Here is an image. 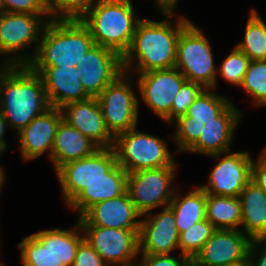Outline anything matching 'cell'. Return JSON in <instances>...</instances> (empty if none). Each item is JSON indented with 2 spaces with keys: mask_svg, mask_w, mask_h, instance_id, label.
Returning <instances> with one entry per match:
<instances>
[{
  "mask_svg": "<svg viewBox=\"0 0 266 266\" xmlns=\"http://www.w3.org/2000/svg\"><path fill=\"white\" fill-rule=\"evenodd\" d=\"M6 121L2 116V113L0 112V142L3 143L7 147V140L4 138L5 132H6Z\"/></svg>",
  "mask_w": 266,
  "mask_h": 266,
  "instance_id": "obj_42",
  "label": "cell"
},
{
  "mask_svg": "<svg viewBox=\"0 0 266 266\" xmlns=\"http://www.w3.org/2000/svg\"><path fill=\"white\" fill-rule=\"evenodd\" d=\"M46 23L41 15L8 12L0 14V56L7 55L5 59L11 65H27L35 56ZM31 44H36L32 55L27 50L24 52Z\"/></svg>",
  "mask_w": 266,
  "mask_h": 266,
  "instance_id": "obj_8",
  "label": "cell"
},
{
  "mask_svg": "<svg viewBox=\"0 0 266 266\" xmlns=\"http://www.w3.org/2000/svg\"><path fill=\"white\" fill-rule=\"evenodd\" d=\"M85 92L96 98L123 70L122 57L113 50L95 44L77 64Z\"/></svg>",
  "mask_w": 266,
  "mask_h": 266,
  "instance_id": "obj_15",
  "label": "cell"
},
{
  "mask_svg": "<svg viewBox=\"0 0 266 266\" xmlns=\"http://www.w3.org/2000/svg\"><path fill=\"white\" fill-rule=\"evenodd\" d=\"M135 83L141 99L165 123L170 124V112L174 98L186 81L176 68L151 70L137 74Z\"/></svg>",
  "mask_w": 266,
  "mask_h": 266,
  "instance_id": "obj_13",
  "label": "cell"
},
{
  "mask_svg": "<svg viewBox=\"0 0 266 266\" xmlns=\"http://www.w3.org/2000/svg\"><path fill=\"white\" fill-rule=\"evenodd\" d=\"M206 219L216 229L239 230L242 219L240 198L206 193Z\"/></svg>",
  "mask_w": 266,
  "mask_h": 266,
  "instance_id": "obj_27",
  "label": "cell"
},
{
  "mask_svg": "<svg viewBox=\"0 0 266 266\" xmlns=\"http://www.w3.org/2000/svg\"><path fill=\"white\" fill-rule=\"evenodd\" d=\"M262 246V250L257 251ZM253 266H266V239H252L249 252Z\"/></svg>",
  "mask_w": 266,
  "mask_h": 266,
  "instance_id": "obj_40",
  "label": "cell"
},
{
  "mask_svg": "<svg viewBox=\"0 0 266 266\" xmlns=\"http://www.w3.org/2000/svg\"><path fill=\"white\" fill-rule=\"evenodd\" d=\"M128 173L117 164L100 180L91 181L67 205L77 211L80 217L89 207L97 202L113 199L123 195L127 189Z\"/></svg>",
  "mask_w": 266,
  "mask_h": 266,
  "instance_id": "obj_22",
  "label": "cell"
},
{
  "mask_svg": "<svg viewBox=\"0 0 266 266\" xmlns=\"http://www.w3.org/2000/svg\"><path fill=\"white\" fill-rule=\"evenodd\" d=\"M174 15L163 13L165 19L160 22L141 18L131 45L122 57L124 72L134 75L175 67L179 35L191 21L179 16L174 23Z\"/></svg>",
  "mask_w": 266,
  "mask_h": 266,
  "instance_id": "obj_1",
  "label": "cell"
},
{
  "mask_svg": "<svg viewBox=\"0 0 266 266\" xmlns=\"http://www.w3.org/2000/svg\"><path fill=\"white\" fill-rule=\"evenodd\" d=\"M2 5L4 12L41 15L46 21L51 20L43 0H2Z\"/></svg>",
  "mask_w": 266,
  "mask_h": 266,
  "instance_id": "obj_36",
  "label": "cell"
},
{
  "mask_svg": "<svg viewBox=\"0 0 266 266\" xmlns=\"http://www.w3.org/2000/svg\"><path fill=\"white\" fill-rule=\"evenodd\" d=\"M48 102L58 109L91 98L84 90L77 67H46L39 73Z\"/></svg>",
  "mask_w": 266,
  "mask_h": 266,
  "instance_id": "obj_21",
  "label": "cell"
},
{
  "mask_svg": "<svg viewBox=\"0 0 266 266\" xmlns=\"http://www.w3.org/2000/svg\"><path fill=\"white\" fill-rule=\"evenodd\" d=\"M223 266H253V264H252V259L250 255L248 254L246 257H244L243 259L237 262L230 263V264L223 265Z\"/></svg>",
  "mask_w": 266,
  "mask_h": 266,
  "instance_id": "obj_43",
  "label": "cell"
},
{
  "mask_svg": "<svg viewBox=\"0 0 266 266\" xmlns=\"http://www.w3.org/2000/svg\"><path fill=\"white\" fill-rule=\"evenodd\" d=\"M250 243L241 229H216L195 258L206 266L227 265L246 257Z\"/></svg>",
  "mask_w": 266,
  "mask_h": 266,
  "instance_id": "obj_20",
  "label": "cell"
},
{
  "mask_svg": "<svg viewBox=\"0 0 266 266\" xmlns=\"http://www.w3.org/2000/svg\"><path fill=\"white\" fill-rule=\"evenodd\" d=\"M235 46L250 60H266V23L256 9L250 10L243 41Z\"/></svg>",
  "mask_w": 266,
  "mask_h": 266,
  "instance_id": "obj_29",
  "label": "cell"
},
{
  "mask_svg": "<svg viewBox=\"0 0 266 266\" xmlns=\"http://www.w3.org/2000/svg\"><path fill=\"white\" fill-rule=\"evenodd\" d=\"M250 59L236 46L225 57L222 64L217 68L219 74L226 82L240 88L244 75L247 71Z\"/></svg>",
  "mask_w": 266,
  "mask_h": 266,
  "instance_id": "obj_34",
  "label": "cell"
},
{
  "mask_svg": "<svg viewBox=\"0 0 266 266\" xmlns=\"http://www.w3.org/2000/svg\"><path fill=\"white\" fill-rule=\"evenodd\" d=\"M5 172L4 171H0V195H1V190L5 181Z\"/></svg>",
  "mask_w": 266,
  "mask_h": 266,
  "instance_id": "obj_47",
  "label": "cell"
},
{
  "mask_svg": "<svg viewBox=\"0 0 266 266\" xmlns=\"http://www.w3.org/2000/svg\"><path fill=\"white\" fill-rule=\"evenodd\" d=\"M229 99L215 93L213 88H205L199 94L186 114L172 122L175 124V154L187 152L210 124H238L243 114Z\"/></svg>",
  "mask_w": 266,
  "mask_h": 266,
  "instance_id": "obj_5",
  "label": "cell"
},
{
  "mask_svg": "<svg viewBox=\"0 0 266 266\" xmlns=\"http://www.w3.org/2000/svg\"><path fill=\"white\" fill-rule=\"evenodd\" d=\"M208 157L215 158L219 162L210 173L208 183L200 187L210 195L239 197L251 181L253 158L250 153L230 150Z\"/></svg>",
  "mask_w": 266,
  "mask_h": 266,
  "instance_id": "obj_12",
  "label": "cell"
},
{
  "mask_svg": "<svg viewBox=\"0 0 266 266\" xmlns=\"http://www.w3.org/2000/svg\"><path fill=\"white\" fill-rule=\"evenodd\" d=\"M215 230L216 228L204 219L182 232L179 236L180 255L195 257Z\"/></svg>",
  "mask_w": 266,
  "mask_h": 266,
  "instance_id": "obj_32",
  "label": "cell"
},
{
  "mask_svg": "<svg viewBox=\"0 0 266 266\" xmlns=\"http://www.w3.org/2000/svg\"><path fill=\"white\" fill-rule=\"evenodd\" d=\"M156 8H159L160 12L163 13H174L177 6L178 0H154Z\"/></svg>",
  "mask_w": 266,
  "mask_h": 266,
  "instance_id": "obj_41",
  "label": "cell"
},
{
  "mask_svg": "<svg viewBox=\"0 0 266 266\" xmlns=\"http://www.w3.org/2000/svg\"><path fill=\"white\" fill-rule=\"evenodd\" d=\"M136 259L137 258L135 257L134 259H131L129 261L117 263V264H114V265H111V266H144L142 257H141V260L140 261L137 260L138 262L136 261Z\"/></svg>",
  "mask_w": 266,
  "mask_h": 266,
  "instance_id": "obj_44",
  "label": "cell"
},
{
  "mask_svg": "<svg viewBox=\"0 0 266 266\" xmlns=\"http://www.w3.org/2000/svg\"><path fill=\"white\" fill-rule=\"evenodd\" d=\"M113 148H99L93 154L67 162L57 171L62 200L69 204L91 181L100 180L116 165Z\"/></svg>",
  "mask_w": 266,
  "mask_h": 266,
  "instance_id": "obj_11",
  "label": "cell"
},
{
  "mask_svg": "<svg viewBox=\"0 0 266 266\" xmlns=\"http://www.w3.org/2000/svg\"><path fill=\"white\" fill-rule=\"evenodd\" d=\"M169 207L174 212L175 223L181 234L206 219V193L201 187H197L183 196L176 189Z\"/></svg>",
  "mask_w": 266,
  "mask_h": 266,
  "instance_id": "obj_26",
  "label": "cell"
},
{
  "mask_svg": "<svg viewBox=\"0 0 266 266\" xmlns=\"http://www.w3.org/2000/svg\"><path fill=\"white\" fill-rule=\"evenodd\" d=\"M99 0H49L46 3L51 20H80Z\"/></svg>",
  "mask_w": 266,
  "mask_h": 266,
  "instance_id": "obj_33",
  "label": "cell"
},
{
  "mask_svg": "<svg viewBox=\"0 0 266 266\" xmlns=\"http://www.w3.org/2000/svg\"><path fill=\"white\" fill-rule=\"evenodd\" d=\"M141 216L126 191L119 197L95 203L78 221L81 226L140 229L141 220L137 219Z\"/></svg>",
  "mask_w": 266,
  "mask_h": 266,
  "instance_id": "obj_17",
  "label": "cell"
},
{
  "mask_svg": "<svg viewBox=\"0 0 266 266\" xmlns=\"http://www.w3.org/2000/svg\"><path fill=\"white\" fill-rule=\"evenodd\" d=\"M182 266H206L199 262L195 257H186Z\"/></svg>",
  "mask_w": 266,
  "mask_h": 266,
  "instance_id": "obj_45",
  "label": "cell"
},
{
  "mask_svg": "<svg viewBox=\"0 0 266 266\" xmlns=\"http://www.w3.org/2000/svg\"><path fill=\"white\" fill-rule=\"evenodd\" d=\"M141 220L139 254H170L179 250V232L172 209L165 207L157 215L149 212Z\"/></svg>",
  "mask_w": 266,
  "mask_h": 266,
  "instance_id": "obj_16",
  "label": "cell"
},
{
  "mask_svg": "<svg viewBox=\"0 0 266 266\" xmlns=\"http://www.w3.org/2000/svg\"><path fill=\"white\" fill-rule=\"evenodd\" d=\"M117 163L127 172L178 166L167 142L137 130V126L114 137L112 146Z\"/></svg>",
  "mask_w": 266,
  "mask_h": 266,
  "instance_id": "obj_6",
  "label": "cell"
},
{
  "mask_svg": "<svg viewBox=\"0 0 266 266\" xmlns=\"http://www.w3.org/2000/svg\"><path fill=\"white\" fill-rule=\"evenodd\" d=\"M51 106L40 75L28 65H11L0 79V112L17 134Z\"/></svg>",
  "mask_w": 266,
  "mask_h": 266,
  "instance_id": "obj_2",
  "label": "cell"
},
{
  "mask_svg": "<svg viewBox=\"0 0 266 266\" xmlns=\"http://www.w3.org/2000/svg\"><path fill=\"white\" fill-rule=\"evenodd\" d=\"M6 148L7 147L3 143L0 142V156L1 154H3L4 151H6ZM0 171H4V168L3 166L1 167V165H0Z\"/></svg>",
  "mask_w": 266,
  "mask_h": 266,
  "instance_id": "obj_48",
  "label": "cell"
},
{
  "mask_svg": "<svg viewBox=\"0 0 266 266\" xmlns=\"http://www.w3.org/2000/svg\"><path fill=\"white\" fill-rule=\"evenodd\" d=\"M82 227L77 220L71 229H54V253L64 266H72L79 243L84 239ZM82 234V235H81Z\"/></svg>",
  "mask_w": 266,
  "mask_h": 266,
  "instance_id": "obj_31",
  "label": "cell"
},
{
  "mask_svg": "<svg viewBox=\"0 0 266 266\" xmlns=\"http://www.w3.org/2000/svg\"><path fill=\"white\" fill-rule=\"evenodd\" d=\"M238 124H210L199 140L187 151L212 156L231 150L233 134Z\"/></svg>",
  "mask_w": 266,
  "mask_h": 266,
  "instance_id": "obj_28",
  "label": "cell"
},
{
  "mask_svg": "<svg viewBox=\"0 0 266 266\" xmlns=\"http://www.w3.org/2000/svg\"><path fill=\"white\" fill-rule=\"evenodd\" d=\"M214 63L212 46L203 30L190 22L179 35L175 67L187 81L215 89L218 80Z\"/></svg>",
  "mask_w": 266,
  "mask_h": 266,
  "instance_id": "obj_7",
  "label": "cell"
},
{
  "mask_svg": "<svg viewBox=\"0 0 266 266\" xmlns=\"http://www.w3.org/2000/svg\"><path fill=\"white\" fill-rule=\"evenodd\" d=\"M144 266H182L186 256L178 258L171 254H140Z\"/></svg>",
  "mask_w": 266,
  "mask_h": 266,
  "instance_id": "obj_38",
  "label": "cell"
},
{
  "mask_svg": "<svg viewBox=\"0 0 266 266\" xmlns=\"http://www.w3.org/2000/svg\"><path fill=\"white\" fill-rule=\"evenodd\" d=\"M81 227L84 238L108 266L138 258L140 229Z\"/></svg>",
  "mask_w": 266,
  "mask_h": 266,
  "instance_id": "obj_14",
  "label": "cell"
},
{
  "mask_svg": "<svg viewBox=\"0 0 266 266\" xmlns=\"http://www.w3.org/2000/svg\"><path fill=\"white\" fill-rule=\"evenodd\" d=\"M205 88L195 82L185 81L181 86L179 92L174 98L173 105L170 112V123L176 120L178 117L186 114L190 105L195 101L199 94Z\"/></svg>",
  "mask_w": 266,
  "mask_h": 266,
  "instance_id": "obj_35",
  "label": "cell"
},
{
  "mask_svg": "<svg viewBox=\"0 0 266 266\" xmlns=\"http://www.w3.org/2000/svg\"><path fill=\"white\" fill-rule=\"evenodd\" d=\"M80 20L95 44L123 57L141 19L135 15L132 0H99Z\"/></svg>",
  "mask_w": 266,
  "mask_h": 266,
  "instance_id": "obj_4",
  "label": "cell"
},
{
  "mask_svg": "<svg viewBox=\"0 0 266 266\" xmlns=\"http://www.w3.org/2000/svg\"><path fill=\"white\" fill-rule=\"evenodd\" d=\"M62 120L61 110L50 107L16 134L19 138L20 147L18 149L23 161L40 157L47 151L51 160L56 131Z\"/></svg>",
  "mask_w": 266,
  "mask_h": 266,
  "instance_id": "obj_18",
  "label": "cell"
},
{
  "mask_svg": "<svg viewBox=\"0 0 266 266\" xmlns=\"http://www.w3.org/2000/svg\"><path fill=\"white\" fill-rule=\"evenodd\" d=\"M63 120L78 129L99 148H111L114 136L105 124L100 105L96 98L73 102L60 108Z\"/></svg>",
  "mask_w": 266,
  "mask_h": 266,
  "instance_id": "obj_19",
  "label": "cell"
},
{
  "mask_svg": "<svg viewBox=\"0 0 266 266\" xmlns=\"http://www.w3.org/2000/svg\"><path fill=\"white\" fill-rule=\"evenodd\" d=\"M251 182L266 193V148L263 149L257 160L252 161Z\"/></svg>",
  "mask_w": 266,
  "mask_h": 266,
  "instance_id": "obj_39",
  "label": "cell"
},
{
  "mask_svg": "<svg viewBox=\"0 0 266 266\" xmlns=\"http://www.w3.org/2000/svg\"><path fill=\"white\" fill-rule=\"evenodd\" d=\"M131 76L123 72L96 97L107 129L114 137L138 126L139 99L131 87Z\"/></svg>",
  "mask_w": 266,
  "mask_h": 266,
  "instance_id": "obj_9",
  "label": "cell"
},
{
  "mask_svg": "<svg viewBox=\"0 0 266 266\" xmlns=\"http://www.w3.org/2000/svg\"><path fill=\"white\" fill-rule=\"evenodd\" d=\"M11 67V63L8 62L6 59L0 63V79L6 73V71Z\"/></svg>",
  "mask_w": 266,
  "mask_h": 266,
  "instance_id": "obj_46",
  "label": "cell"
},
{
  "mask_svg": "<svg viewBox=\"0 0 266 266\" xmlns=\"http://www.w3.org/2000/svg\"><path fill=\"white\" fill-rule=\"evenodd\" d=\"M98 149L93 141L62 120L56 131L51 163L57 171L65 163L85 158Z\"/></svg>",
  "mask_w": 266,
  "mask_h": 266,
  "instance_id": "obj_23",
  "label": "cell"
},
{
  "mask_svg": "<svg viewBox=\"0 0 266 266\" xmlns=\"http://www.w3.org/2000/svg\"><path fill=\"white\" fill-rule=\"evenodd\" d=\"M241 226L252 239H266V193L249 182L240 193Z\"/></svg>",
  "mask_w": 266,
  "mask_h": 266,
  "instance_id": "obj_24",
  "label": "cell"
},
{
  "mask_svg": "<svg viewBox=\"0 0 266 266\" xmlns=\"http://www.w3.org/2000/svg\"><path fill=\"white\" fill-rule=\"evenodd\" d=\"M255 106H266V60H251L240 86Z\"/></svg>",
  "mask_w": 266,
  "mask_h": 266,
  "instance_id": "obj_30",
  "label": "cell"
},
{
  "mask_svg": "<svg viewBox=\"0 0 266 266\" xmlns=\"http://www.w3.org/2000/svg\"><path fill=\"white\" fill-rule=\"evenodd\" d=\"M177 169V166H166L128 173L126 191L141 215L169 206L176 190L172 183Z\"/></svg>",
  "mask_w": 266,
  "mask_h": 266,
  "instance_id": "obj_10",
  "label": "cell"
},
{
  "mask_svg": "<svg viewBox=\"0 0 266 266\" xmlns=\"http://www.w3.org/2000/svg\"><path fill=\"white\" fill-rule=\"evenodd\" d=\"M4 13V8L2 5V0H0V14Z\"/></svg>",
  "mask_w": 266,
  "mask_h": 266,
  "instance_id": "obj_49",
  "label": "cell"
},
{
  "mask_svg": "<svg viewBox=\"0 0 266 266\" xmlns=\"http://www.w3.org/2000/svg\"><path fill=\"white\" fill-rule=\"evenodd\" d=\"M17 247L23 266H64L54 253V229L25 236Z\"/></svg>",
  "mask_w": 266,
  "mask_h": 266,
  "instance_id": "obj_25",
  "label": "cell"
},
{
  "mask_svg": "<svg viewBox=\"0 0 266 266\" xmlns=\"http://www.w3.org/2000/svg\"><path fill=\"white\" fill-rule=\"evenodd\" d=\"M72 266H108L84 238L78 245Z\"/></svg>",
  "mask_w": 266,
  "mask_h": 266,
  "instance_id": "obj_37",
  "label": "cell"
},
{
  "mask_svg": "<svg viewBox=\"0 0 266 266\" xmlns=\"http://www.w3.org/2000/svg\"><path fill=\"white\" fill-rule=\"evenodd\" d=\"M94 45L81 20H50L42 30L35 56L27 65L38 74L46 67H77Z\"/></svg>",
  "mask_w": 266,
  "mask_h": 266,
  "instance_id": "obj_3",
  "label": "cell"
},
{
  "mask_svg": "<svg viewBox=\"0 0 266 266\" xmlns=\"http://www.w3.org/2000/svg\"><path fill=\"white\" fill-rule=\"evenodd\" d=\"M0 266H5V265H4V263H2V262L0 261Z\"/></svg>",
  "mask_w": 266,
  "mask_h": 266,
  "instance_id": "obj_50",
  "label": "cell"
}]
</instances>
